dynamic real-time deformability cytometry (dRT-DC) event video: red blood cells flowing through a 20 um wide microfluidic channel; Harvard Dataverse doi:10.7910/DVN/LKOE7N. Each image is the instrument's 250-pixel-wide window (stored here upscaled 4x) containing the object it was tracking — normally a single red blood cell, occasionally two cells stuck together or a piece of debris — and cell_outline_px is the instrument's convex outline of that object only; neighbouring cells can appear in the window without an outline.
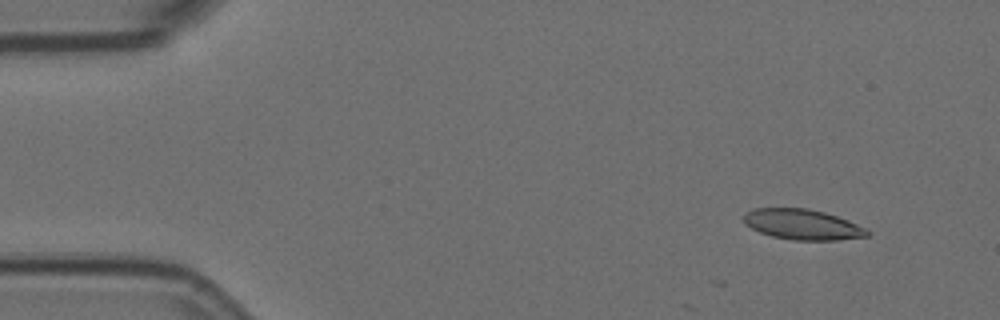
{"species": "Egyptian fruit bat (a non-hibernating species)", "species_latin": "Rousettus aegyptiacus", "temperature_condition": "room temperature", "stored_images_in_passage": 4, "camera_frame_rate_fps": 3000, "um_per_image_px": 0.085, "animal": {"sex": "female"}, "frame": {"image": 1, "passage_image": 1, "time_ms": 0.0, "image_size_px": [1000, 320], "cell_outline_px": [[872, 232], [868, 236], [836, 240], [792, 240], [772, 236], [760, 232], [744, 224], [744, 216], [748, 212], [756, 208], [808, 208], [824, 212], [848, 220]], "centroid_in_image_um": [68.22, 19.08], "position_along_channel_um": 16.8, "area_um2": 21.73}}